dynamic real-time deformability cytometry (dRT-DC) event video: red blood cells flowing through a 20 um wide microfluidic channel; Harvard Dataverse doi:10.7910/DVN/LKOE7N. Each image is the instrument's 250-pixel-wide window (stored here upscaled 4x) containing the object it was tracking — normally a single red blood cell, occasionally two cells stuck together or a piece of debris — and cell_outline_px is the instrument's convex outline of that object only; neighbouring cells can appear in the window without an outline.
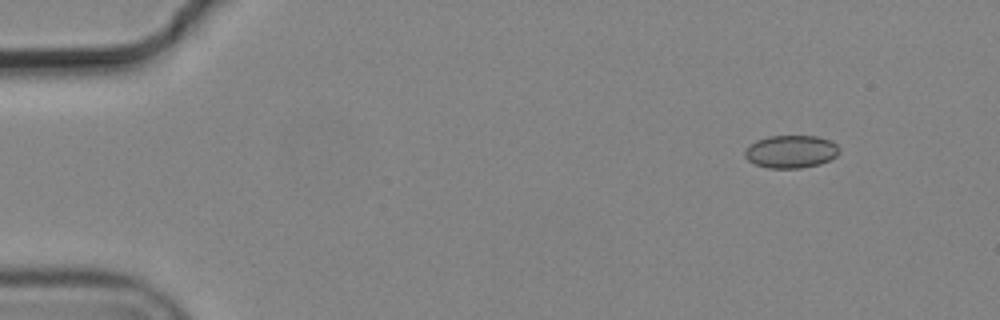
{"species": "common noctule bat (a hibernating species)", "species_latin": "Nyctalus noctula", "temperature_condition": "cold", "stored_images_in_passage": 4, "camera_frame_rate_fps": 3000, "um_per_image_px": 0.085, "animal": {"sex": "male", "body_mass_g": 19.2, "forearm_length_mm": 51.8}, "frame": {"image": 1, "passage_image": 1, "time_ms": 0.0, "image_size_px": [1000, 320], "cell_outline_px": [[840, 152], [836, 156], [820, 164], [800, 168], [768, 168], [756, 164], [748, 160], [744, 156], [744, 148], [756, 140], [768, 136], [816, 136], [828, 140], [836, 144], [840, 148]], "centroid_in_image_um": [67.21, 12.88], "position_along_channel_um": 17.8, "area_um2": 18.09}}
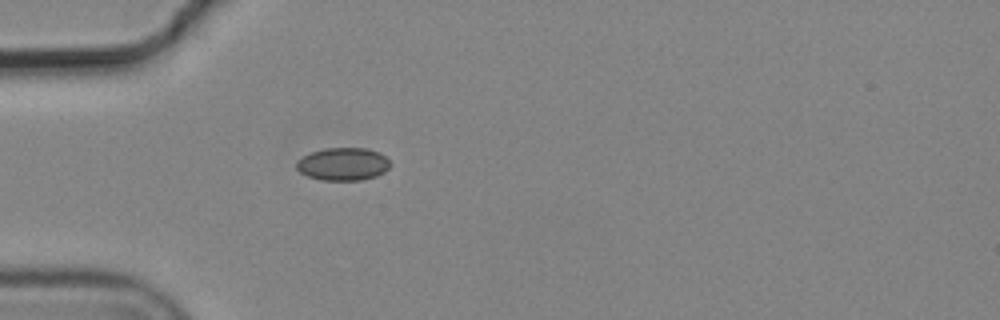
{"frame": {"image": 2, "passage_image": 4, "time_ms": 1.0, "image_size_px": [1000, 320], "cell_outline_px": [[392, 164], [384, 172], [376, 176], [360, 180], [320, 180], [308, 176], [300, 172], [296, 168], [296, 160], [312, 152], [324, 148], [368, 148], [380, 152]], "centroid_in_image_um": [29.16, 13.94], "position_along_channel_um": 55.8, "area_um2": 17.98}}